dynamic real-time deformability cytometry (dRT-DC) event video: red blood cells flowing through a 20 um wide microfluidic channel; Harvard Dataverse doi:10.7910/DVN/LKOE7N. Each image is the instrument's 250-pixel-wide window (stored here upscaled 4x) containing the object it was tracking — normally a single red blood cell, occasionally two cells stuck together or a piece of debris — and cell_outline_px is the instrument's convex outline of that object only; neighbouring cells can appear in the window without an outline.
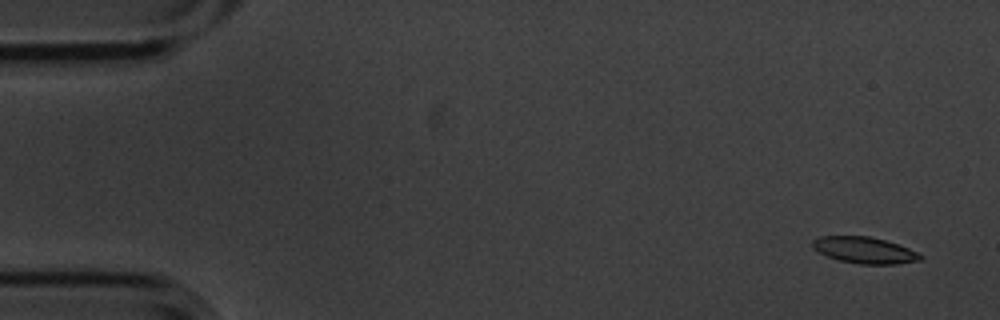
{"species": "common noctule bat (a hibernating species)", "species_latin": "Nyctalus noctula", "temperature_condition": "cold", "stored_images_in_passage": 14, "camera_frame_rate_fps": 3000, "um_per_image_px": 0.085, "animal": {"sex": "male", "body_mass_g": 20.1, "forearm_length_mm": 53.5}, "frame": {"image": 1, "passage_image": 1, "time_ms": 0.0, "image_size_px": [1000, 320], "cell_outline_px": [[924, 256], [920, 260], [896, 264], [860, 264], [840, 260], [828, 256], [812, 248], [812, 240], [820, 236], [868, 236], [884, 240], [908, 248]], "centroid_in_image_um": [73.47, 21.26], "position_along_channel_um": 11.5, "area_um2": 16.36}}
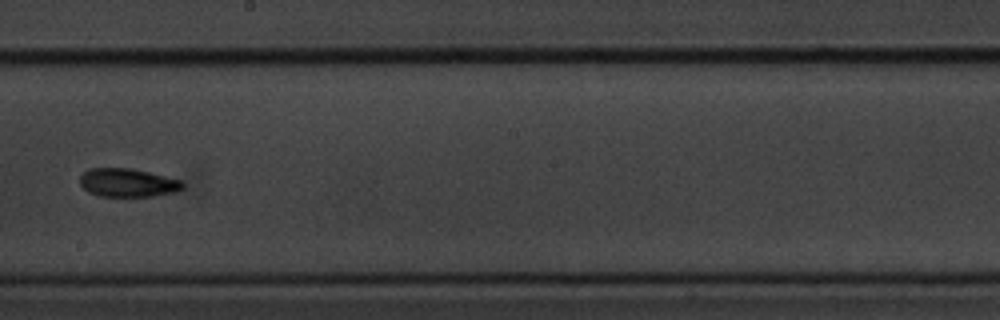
{"frame": {"image": 2, "passage_image": 8, "time_ms": 2.333, "image_size_px": [1000, 320], "cell_outline_px": [[184, 188], [176, 192], [156, 196], [100, 196], [88, 192], [80, 184], [80, 176], [88, 168], [132, 168], [184, 180]], "centroid_in_image_um": [10.9, 15.52], "position_along_channel_um": 237.3, "area_um2": 17.28}}
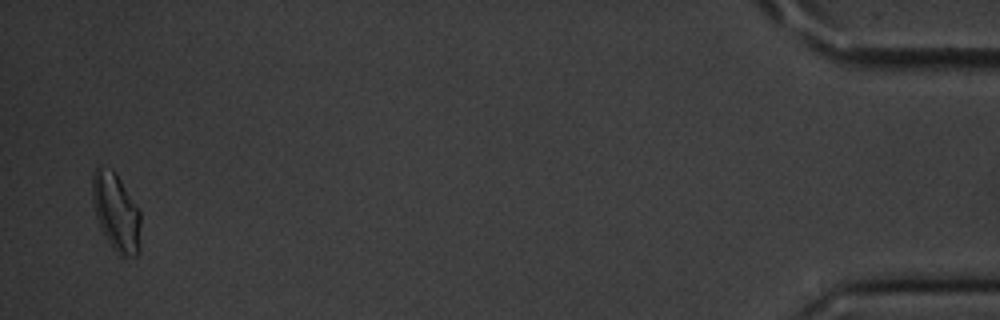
{"frame": {"image": 3, "passage_image": 14, "time_ms": 4.333, "image_size_px": [1000, 320], "cell_outline_px": [[140, 252], [136, 256], [124, 260], [112, 248], [100, 228], [96, 216], [92, 200], [92, 172], [100, 164], [112, 168], [116, 172], [140, 208]], "centroid_in_image_um": [9.89, 18.03], "position_along_channel_um": 425.3, "area_um2": 22.83}}